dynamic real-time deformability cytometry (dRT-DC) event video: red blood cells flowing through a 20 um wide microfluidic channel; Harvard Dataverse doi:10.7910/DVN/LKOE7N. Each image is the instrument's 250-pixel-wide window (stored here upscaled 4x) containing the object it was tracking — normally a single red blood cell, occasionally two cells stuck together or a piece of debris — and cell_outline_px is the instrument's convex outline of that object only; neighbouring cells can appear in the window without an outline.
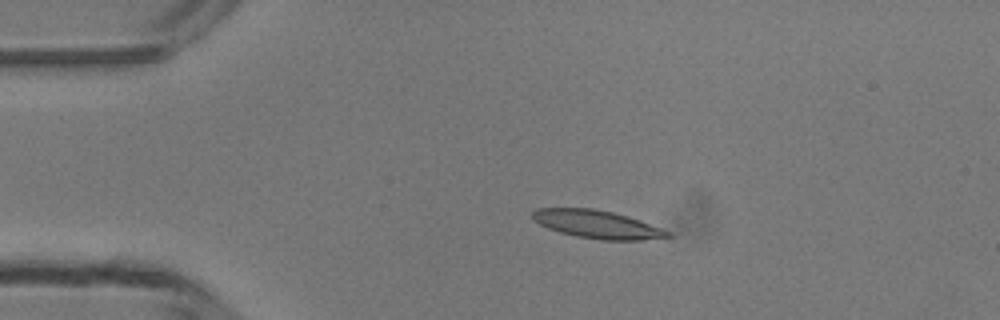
{"species": "common noctule bat (a hibernating species)", "species_latin": "Nyctalus noctula", "temperature_condition": "room temperature", "stored_images_in_passage": 3, "camera_frame_rate_fps": 3000, "um_per_image_px": 0.085, "animal": {"sex": "male", "body_mass_g": 13.3}, "frame": {"image": 1, "passage_image": 2, "time_ms": 1.0, "image_size_px": [1000, 320], "cell_outline_px": [[672, 236], [640, 240], [600, 240], [576, 236], [560, 232], [548, 228], [532, 220], [532, 212], [536, 208], [592, 208], [612, 212], [628, 216], [640, 220], [672, 232]], "centroid_in_image_um": [50.75, 19.06], "position_along_channel_um": 34.3, "area_um2": 22.08}}